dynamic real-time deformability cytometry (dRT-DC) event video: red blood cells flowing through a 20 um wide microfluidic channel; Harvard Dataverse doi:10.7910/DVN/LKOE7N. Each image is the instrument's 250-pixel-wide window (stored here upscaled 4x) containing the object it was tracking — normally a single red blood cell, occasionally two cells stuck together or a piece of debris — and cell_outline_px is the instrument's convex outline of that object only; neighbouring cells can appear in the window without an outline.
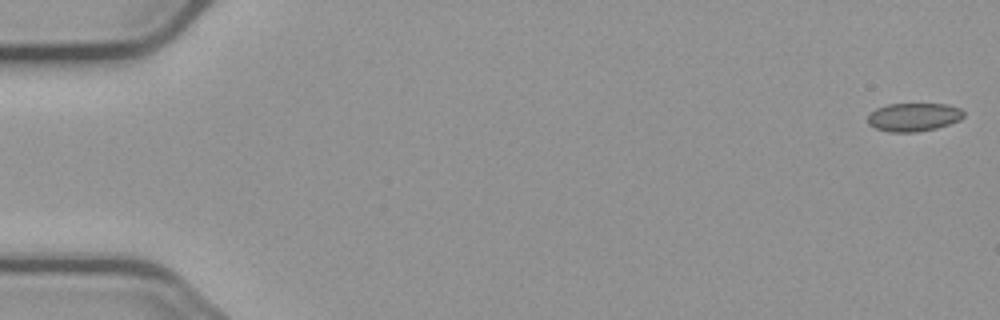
{"species": "common noctule bat (a hibernating species)", "species_latin": "Nyctalus noctula", "temperature_condition": "cold", "stored_images_in_passage": 18, "camera_frame_rate_fps": 3000, "um_per_image_px": 0.085, "animal": {"sex": "male", "body_mass_g": 23.1, "forearm_length_mm": 52.7}, "frame": {"image": 1, "passage_image": 1, "time_ms": 0.0, "image_size_px": [1000, 320], "cell_outline_px": [[964, 116], [960, 120], [936, 128], [916, 132], [888, 132], [876, 128], [868, 124], [868, 112], [876, 108], [888, 104], [948, 104], [960, 108], [964, 112]], "centroid_in_image_um": [77.64, 9.95], "position_along_channel_um": 7.4, "area_um2": 15.95}}
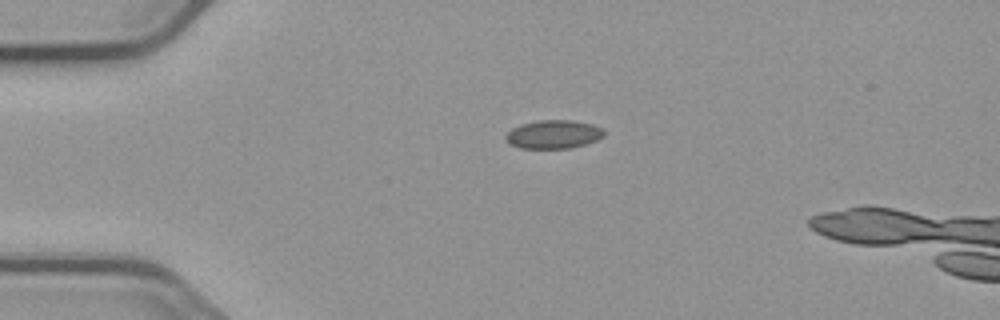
{"frame": {"image": 2, "passage_image": 13, "time_ms": 4.0, "image_size_px": [1000, 320], "cell_outline_px": [[604, 136], [596, 140], [584, 144], [568, 148], [520, 148], [508, 144], [504, 140], [504, 136], [512, 128], [520, 124], [540, 120], [572, 120], [592, 124], [604, 128]], "centroid_in_image_um": [47.01, 11.41], "position_along_channel_um": 38.0, "area_um2": 16.42}}